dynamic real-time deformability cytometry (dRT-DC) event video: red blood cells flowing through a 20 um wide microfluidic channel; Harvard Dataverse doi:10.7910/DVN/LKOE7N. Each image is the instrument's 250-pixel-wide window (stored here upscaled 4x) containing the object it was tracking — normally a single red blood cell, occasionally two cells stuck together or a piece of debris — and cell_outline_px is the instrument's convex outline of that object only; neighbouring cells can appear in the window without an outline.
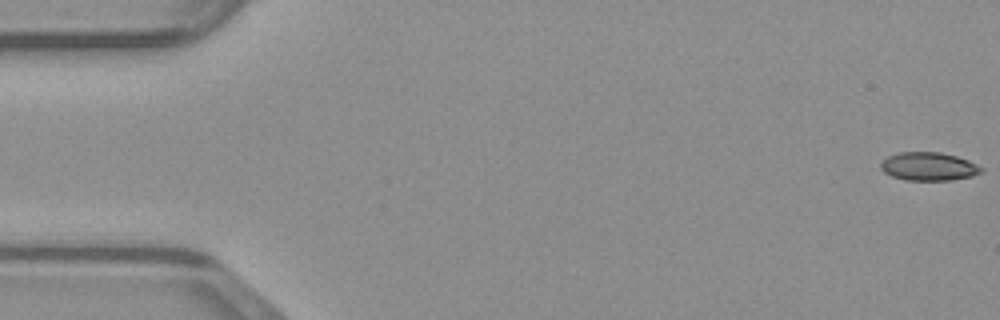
{"species": "common noctule bat (a hibernating species)", "species_latin": "Nyctalus noctula", "temperature_condition": "warm", "stored_images_in_passage": 49, "camera_frame_rate_fps": 3000, "um_per_image_px": 0.085, "animal": {"sex": "male", "body_mass_g": 23.1, "forearm_length_mm": 52.7}, "frame": {"image": 1, "passage_image": 1, "time_ms": 0.0, "image_size_px": [1000, 320], "cell_outline_px": [[984, 172], [972, 176], [952, 180], [904, 180], [892, 176], [884, 172], [880, 168], [880, 164], [888, 156], [896, 152], [940, 152], [956, 156], [968, 160], [984, 168]], "centroid_in_image_um": [78.95, 14.15], "position_along_channel_um": 6.0, "area_um2": 16.7}}
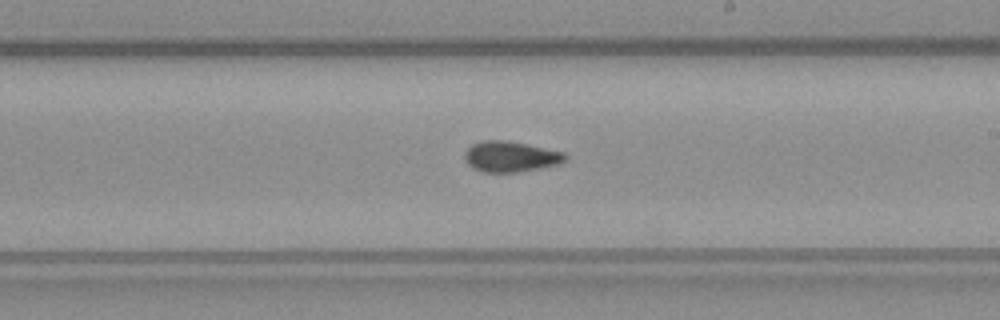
{"frame": {"image": 2, "passage_image": 28, "time_ms": 9.0, "image_size_px": [1000, 320], "cell_outline_px": [[568, 160], [560, 164], [540, 168], [516, 172], [484, 172], [472, 168], [464, 160], [464, 152], [472, 144], [480, 140], [508, 140], [528, 144], [564, 152], [568, 156]], "centroid_in_image_um": [43.41, 13.3], "position_along_channel_um": 245.6, "area_um2": 18.26}}
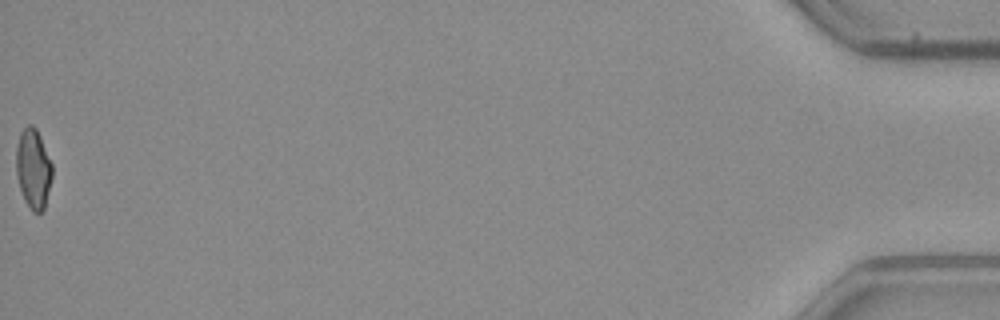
{"frame": {"image": 3, "passage_image": 49, "time_ms": 16.0, "image_size_px": [1000, 320], "cell_outline_px": [[52, 176], [44, 208], [40, 212], [32, 212], [24, 200], [16, 176], [16, 148], [20, 132], [28, 124], [32, 124], [36, 128], [40, 136], [52, 164]], "centroid_in_image_um": [2.81, 14.32], "position_along_channel_um": 432.4, "area_um2": 16.7}}